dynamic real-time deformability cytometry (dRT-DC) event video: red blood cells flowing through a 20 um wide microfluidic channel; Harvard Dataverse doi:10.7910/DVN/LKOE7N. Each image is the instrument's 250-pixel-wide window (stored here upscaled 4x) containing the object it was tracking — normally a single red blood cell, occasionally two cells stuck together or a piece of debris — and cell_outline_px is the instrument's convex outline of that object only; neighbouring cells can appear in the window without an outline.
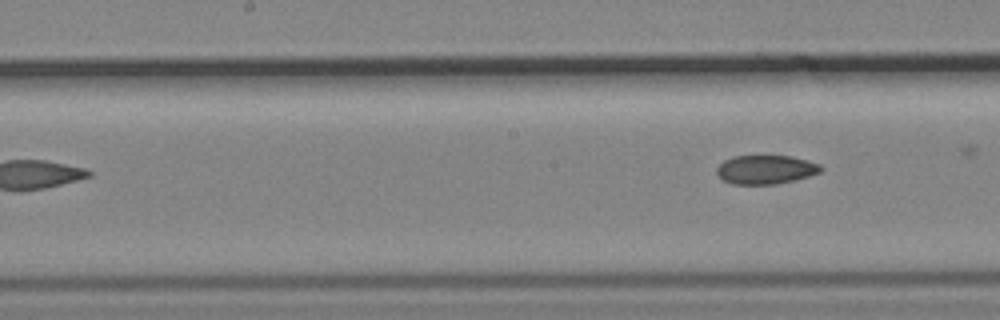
{"species": "common noctule bat (a hibernating species)", "species_latin": "Nyctalus noctula", "temperature_condition": "cold", "stored_images_in_passage": 8, "camera_frame_rate_fps": 3000, "um_per_image_px": 0.085, "animal": {"sex": "male", "body_mass_g": 19.2, "forearm_length_mm": 51.8}, "frame": {"image": 1, "passage_image": 8, "time_ms": 8.667, "image_size_px": [1000, 320], "cell_outline_px": [[824, 168], [820, 172], [808, 176], [776, 184], [732, 184], [724, 180], [716, 172], [716, 168], [724, 160], [732, 156], [788, 156], [808, 160], [820, 164]], "centroid_in_image_um": [65.08, 14.41], "position_along_channel_um": 183.1, "area_um2": 17.4}}